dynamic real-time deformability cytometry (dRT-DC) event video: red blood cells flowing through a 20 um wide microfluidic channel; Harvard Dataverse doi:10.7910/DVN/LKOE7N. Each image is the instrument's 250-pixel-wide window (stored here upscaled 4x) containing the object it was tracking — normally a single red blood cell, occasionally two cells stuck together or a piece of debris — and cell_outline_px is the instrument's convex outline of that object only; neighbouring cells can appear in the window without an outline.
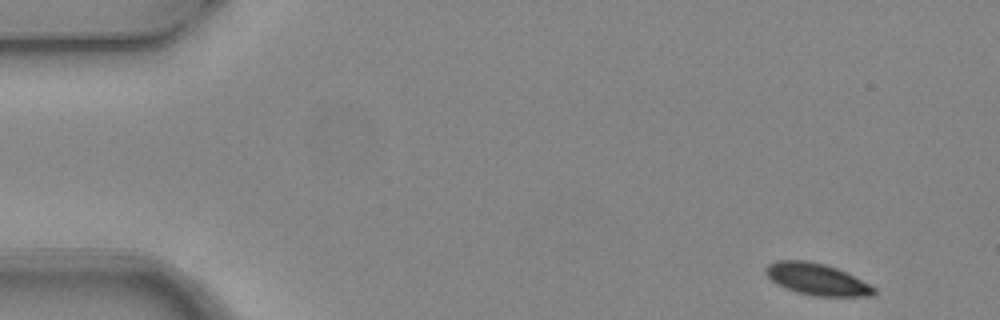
{"species": "common noctule bat (a hibernating species)", "species_latin": "Nyctalus noctula", "temperature_condition": "warm", "stored_images_in_passage": 4, "camera_frame_rate_fps": 3000, "um_per_image_px": 0.085, "animal": {"sex": "female", "body_mass_g": 24.6, "forearm_length_mm": 56.2}, "frame": {"image": 1, "passage_image": 1, "time_ms": 0.0, "image_size_px": [1000, 320], "cell_outline_px": [[876, 292], [872, 296], [812, 296], [796, 292], [784, 288], [776, 284], [764, 272], [764, 268], [768, 264], [776, 260], [808, 260], [824, 264], [836, 268], [876, 288]], "centroid_in_image_um": [69.37, 23.73], "position_along_channel_um": 15.6, "area_um2": 19.94}}
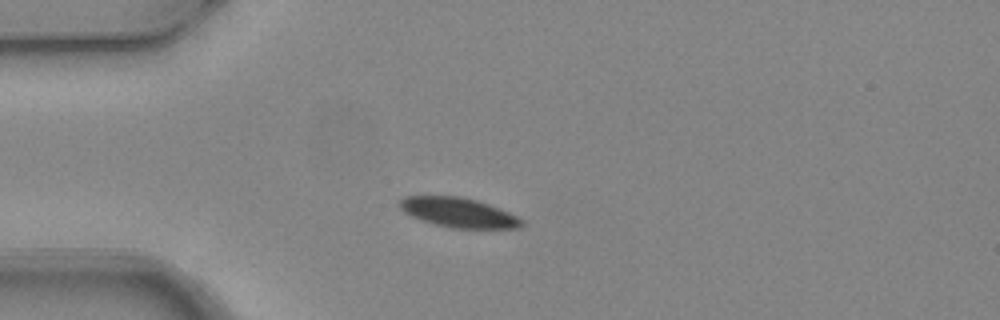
{"frame": {"image": 2, "passage_image": 3, "time_ms": 0.667, "image_size_px": [1000, 320], "cell_outline_px": [[524, 224], [520, 228], [452, 228], [436, 224], [412, 216], [404, 212], [396, 204], [404, 196], [460, 196], [476, 200], [500, 208], [524, 220]], "centroid_in_image_um": [38.97, 18.06], "position_along_channel_um": 46.0, "area_um2": 20.98}}
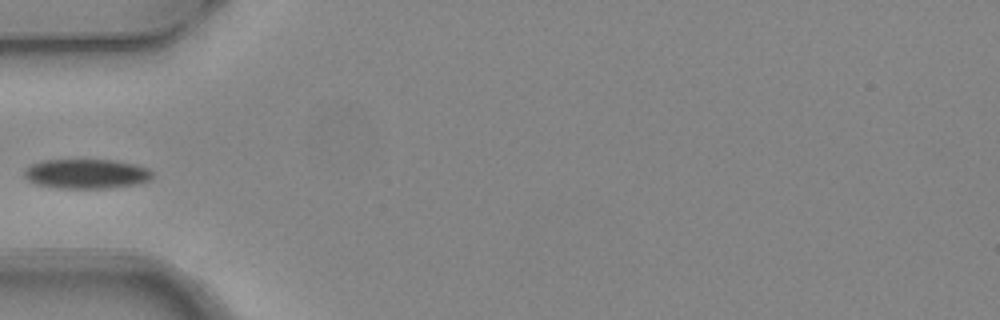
{"frame": {"image": 3, "passage_image": 4, "time_ms": 1.0, "image_size_px": [1000, 320], "cell_outline_px": [[152, 176], [148, 180], [140, 184], [108, 188], [56, 188], [36, 184], [28, 180], [24, 176], [24, 168], [32, 164], [44, 160], [116, 160], [136, 164], [148, 168], [152, 172]], "centroid_in_image_um": [7.35, 14.77], "position_along_channel_um": 77.7, "area_um2": 22.25}}